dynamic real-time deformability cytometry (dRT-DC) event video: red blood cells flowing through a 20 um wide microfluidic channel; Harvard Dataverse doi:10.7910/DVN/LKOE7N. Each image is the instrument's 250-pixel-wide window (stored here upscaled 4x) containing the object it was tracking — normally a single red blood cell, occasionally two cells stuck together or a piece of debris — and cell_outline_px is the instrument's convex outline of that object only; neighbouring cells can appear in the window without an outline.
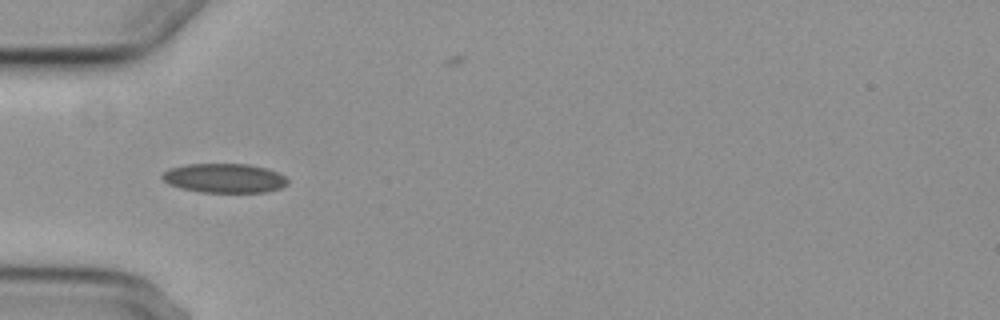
{"species": "common noctule bat (a hibernating species)", "species_latin": "Nyctalus noctula", "temperature_condition": "cold", "stored_images_in_passage": 7, "camera_frame_rate_fps": 3000, "um_per_image_px": 0.085, "animal": {"sex": "female", "body_mass_g": 29.2, "forearm_length_mm": 56.3}, "frame": {"image": 1, "passage_image": 4, "time_ms": 4.333, "image_size_px": [1000, 320], "cell_outline_px": [[288, 184], [280, 188], [268, 192], [200, 192], [180, 188], [168, 184], [160, 176], [168, 168], [184, 164], [248, 164], [264, 168], [276, 172], [284, 176], [288, 180]], "centroid_in_image_um": [19.04, 15.14], "position_along_channel_um": 66.0, "area_um2": 21.44}}
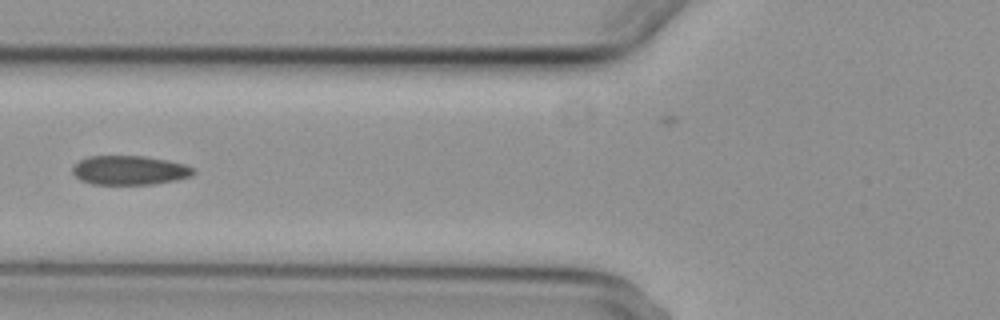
{"frame": {"image": 2, "passage_image": 5, "time_ms": 5.667, "image_size_px": [1000, 320], "cell_outline_px": [[196, 172], [192, 176], [176, 180], [152, 184], [92, 184], [80, 180], [72, 172], [72, 168], [80, 160], [88, 156], [144, 156], [168, 160], [184, 164], [196, 168]], "centroid_in_image_um": [11.05, 14.47], "position_along_channel_um": 114.8, "area_um2": 20.63}}
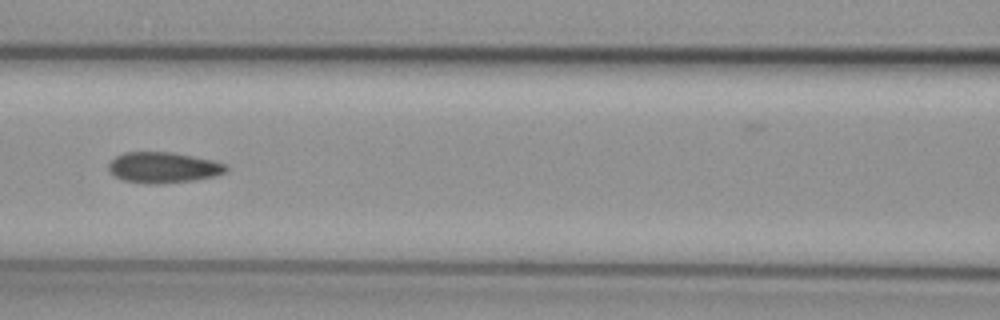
{"frame": {"image": 3, "passage_image": 6, "time_ms": 6.667, "image_size_px": [1000, 320], "cell_outline_px": [[228, 172], [216, 176], [196, 180], [160, 184], [148, 184], [124, 180], [112, 176], [108, 168], [108, 164], [116, 156], [124, 152], [172, 152], [212, 160], [224, 164], [228, 168]], "centroid_in_image_um": [13.88, 14.25], "position_along_channel_um": 152.7, "area_um2": 21.27}}